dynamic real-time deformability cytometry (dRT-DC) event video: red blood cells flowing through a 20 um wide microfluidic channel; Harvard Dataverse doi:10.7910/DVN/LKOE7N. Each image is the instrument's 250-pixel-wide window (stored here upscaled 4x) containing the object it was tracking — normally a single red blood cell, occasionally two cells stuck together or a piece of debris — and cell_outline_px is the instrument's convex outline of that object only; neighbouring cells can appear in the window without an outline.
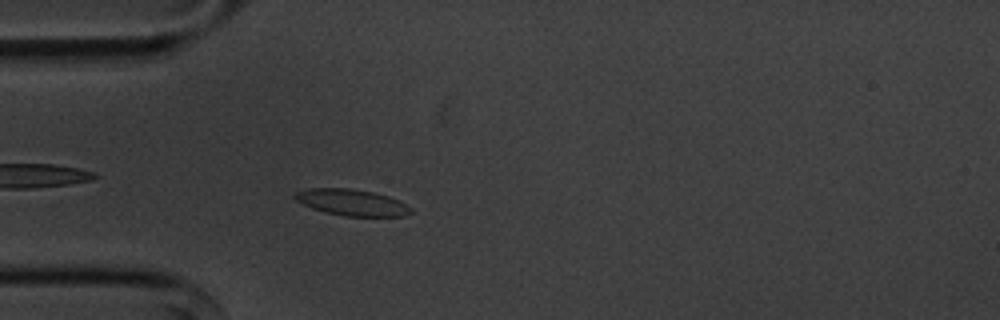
{"species": "common noctule bat (a hibernating species)", "species_latin": "Nyctalus noctula", "temperature_condition": "cold", "stored_images_in_passage": 53, "camera_frame_rate_fps": 3000, "um_per_image_px": 0.085, "animal": {"sex": "male", "body_mass_g": 20.1, "forearm_length_mm": 53.5}, "frame": {"image": 1, "passage_image": 13, "time_ms": 4.0, "image_size_px": [1000, 320], "cell_outline_px": [[412, 212], [404, 216], [344, 216], [312, 208], [296, 200], [292, 196], [296, 192], [308, 188], [348, 188], [372, 192], [388, 196], [412, 208]], "centroid_in_image_um": [29.88, 17.2], "position_along_channel_um": 55.1, "area_um2": 17.51}}
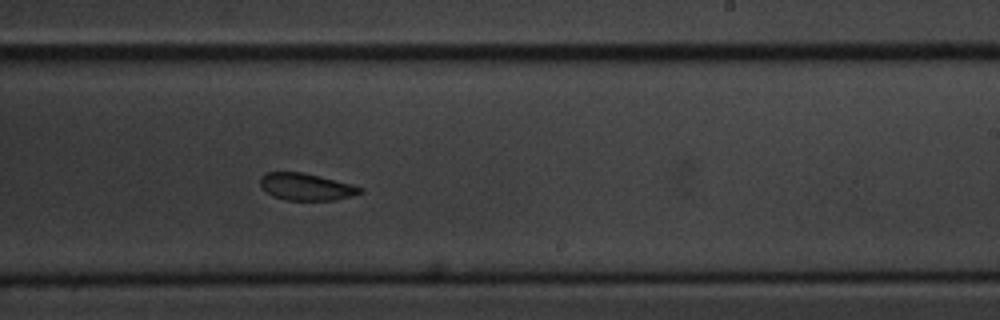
{"frame": {"image": 2, "passage_image": 31, "time_ms": 10.0, "image_size_px": [1000, 320], "cell_outline_px": [[364, 192], [352, 196], [336, 200], [284, 200], [272, 196], [260, 184], [260, 176], [264, 172], [300, 172], [352, 184], [360, 188]], "centroid_in_image_um": [26.0, 15.88], "position_along_channel_um": 263.0, "area_um2": 15.61}}
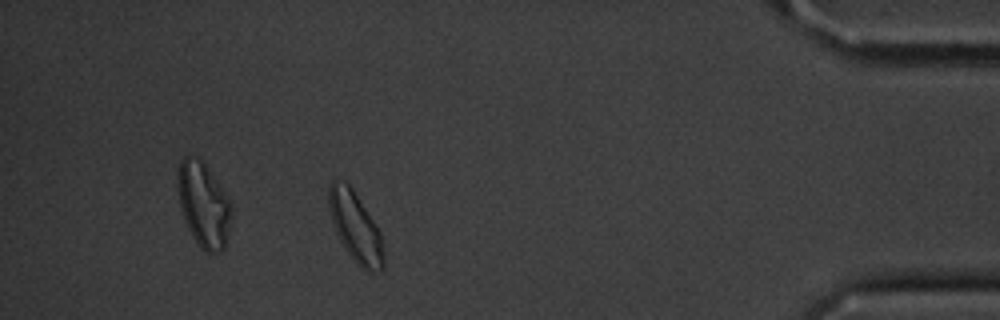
{"frame": {"image": 3, "passage_image": 47, "time_ms": 15.333, "image_size_px": [1000, 320], "cell_outline_px": [[384, 268], [380, 272], [368, 272], [360, 268], [356, 264], [344, 248], [336, 232], [328, 208], [328, 188], [332, 180], [336, 180], [348, 184], [352, 188], [376, 224], [380, 232], [384, 256]], "centroid_in_image_um": [30.22, 19.34], "position_along_channel_um": 405.0, "area_um2": 22.43}, "authors_computed_cell_mechanics": {"area_um2": 17.3978, "velocity_mm_per_s": 3.5584, "shape_relaxation_time_tau1_ms": 3.3267, "shape_relaxation_time_tau2_ms": 5.3578, "deformation_change_tau1": 0.0831, "deformation_change_tau2": 0.0786}}